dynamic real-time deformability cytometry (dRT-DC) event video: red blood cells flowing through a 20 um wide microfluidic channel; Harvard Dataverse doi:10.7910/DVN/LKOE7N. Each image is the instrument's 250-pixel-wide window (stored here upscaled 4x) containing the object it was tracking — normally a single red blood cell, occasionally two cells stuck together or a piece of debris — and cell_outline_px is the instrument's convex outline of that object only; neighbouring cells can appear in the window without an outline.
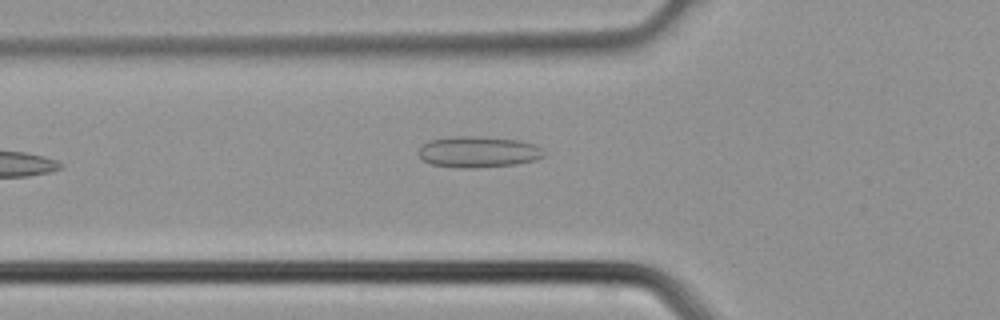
{"species": "common noctule bat (a hibernating species)", "species_latin": "Nyctalus noctula", "temperature_condition": "cold", "stored_images_in_passage": 3, "camera_frame_rate_fps": 3000, "um_per_image_px": 0.085, "animal": {"sex": "male", "body_mass_g": 21.5, "forearm_length_mm": 52.0}, "frame": {"image": 1, "passage_image": 3, "time_ms": 0.667, "image_size_px": [1000, 320], "cell_outline_px": [[544, 156], [536, 160], [512, 164], [472, 168], [468, 168], [432, 164], [424, 160], [420, 156], [420, 148], [428, 140], [456, 136], [480, 136], [520, 140], [536, 144], [544, 152]], "centroid_in_image_um": [40.69, 12.89], "position_along_channel_um": 85.1, "area_um2": 22.48}}